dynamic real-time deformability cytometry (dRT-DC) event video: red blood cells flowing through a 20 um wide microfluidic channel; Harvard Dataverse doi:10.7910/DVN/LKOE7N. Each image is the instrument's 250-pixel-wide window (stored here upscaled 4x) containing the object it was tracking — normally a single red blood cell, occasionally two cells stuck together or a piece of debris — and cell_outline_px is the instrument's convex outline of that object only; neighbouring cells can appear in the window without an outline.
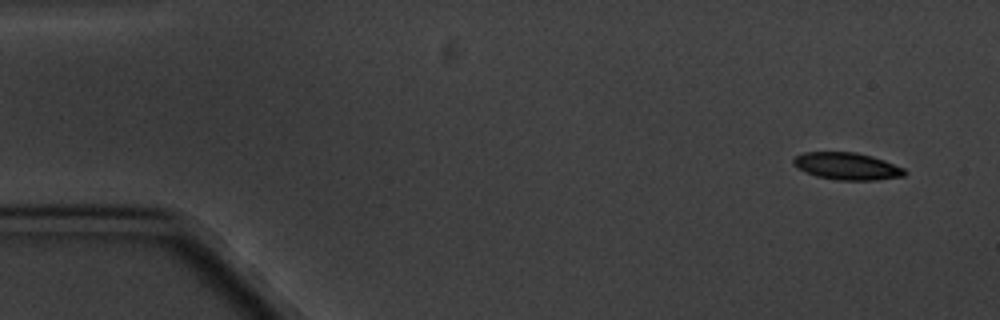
{"species": "common noctule bat (a hibernating species)", "species_latin": "Nyctalus noctula", "temperature_condition": "cold", "stored_images_in_passage": 6, "segment_of_instrument_passage": [1, 2], "camera_frame_rate_fps": 3000, "um_per_image_px": 0.085, "animal": {"sex": "male", "body_mass_g": 20.1, "forearm_length_mm": 53.5}, "frame": {"image": 1, "passage_image": 1, "time_ms": 0.0, "image_size_px": [1000, 320], "cell_outline_px": [[908, 172], [904, 176], [876, 180], [840, 180], [816, 176], [792, 164], [792, 160], [796, 156], [804, 152], [856, 152], [872, 156], [884, 160], [904, 168]], "centroid_in_image_um": [72.03, 14.12], "position_along_channel_um": 13.0, "area_um2": 17.51}}
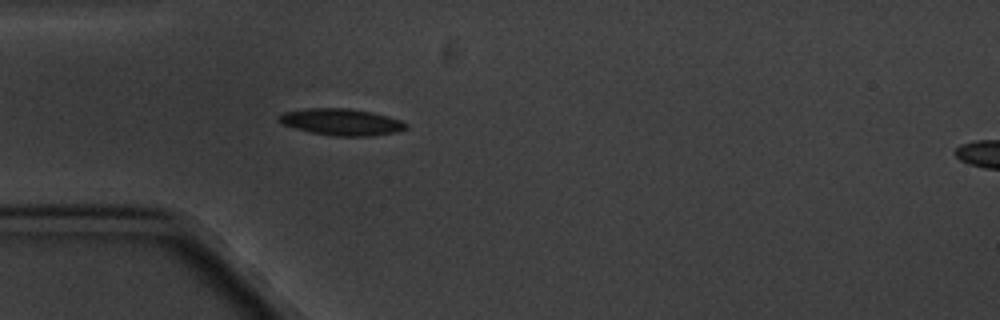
{"frame": {"image": 2, "passage_image": 5, "time_ms": 4.333, "image_size_px": [1000, 320], "cell_outline_px": [[408, 128], [396, 132], [368, 136], [336, 136], [312, 132], [296, 128], [284, 124], [276, 120], [276, 116], [284, 112], [308, 108], [348, 108], [372, 112], [388, 116], [400, 120], [408, 124]], "centroid_in_image_um": [29.02, 10.36], "position_along_channel_um": 56.0, "area_um2": 19.65}}